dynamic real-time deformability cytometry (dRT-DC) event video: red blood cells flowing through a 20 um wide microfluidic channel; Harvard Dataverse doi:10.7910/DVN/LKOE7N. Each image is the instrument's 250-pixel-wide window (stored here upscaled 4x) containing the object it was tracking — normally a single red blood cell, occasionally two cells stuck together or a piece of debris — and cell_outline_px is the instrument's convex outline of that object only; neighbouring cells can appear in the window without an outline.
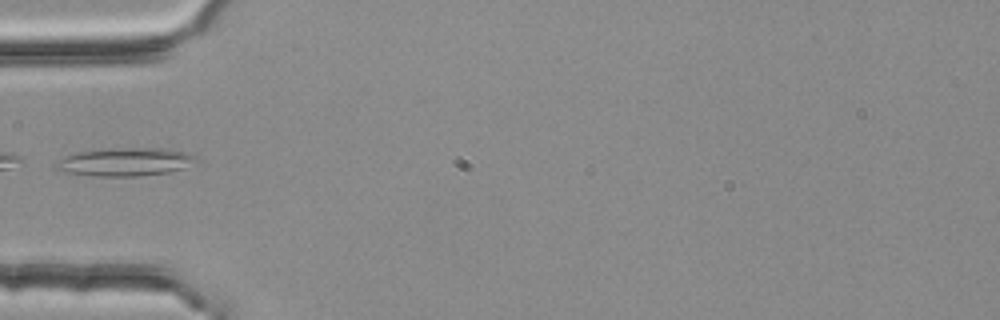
{"species": "common noctule bat (a hibernating species)", "species_latin": "Nyctalus noctula", "temperature_condition": "room temperature", "stored_images_in_passage": 5, "camera_frame_rate_fps": 3000, "um_per_image_px": 0.085, "animal": {"sex": "female", "body_mass_g": 25.1}, "frame": {"image": 1, "passage_image": 5, "time_ms": 1.333, "image_size_px": [1000, 320], "cell_outline_px": [[196, 160], [184, 168], [168, 172], [136, 176], [92, 176], [68, 172], [52, 168], [52, 164], [64, 156], [80, 152], [104, 148], [164, 148], [188, 152], [196, 156]], "centroid_in_image_um": [10.6, 13.75], "position_along_channel_um": 74.4, "area_um2": 23.12}}